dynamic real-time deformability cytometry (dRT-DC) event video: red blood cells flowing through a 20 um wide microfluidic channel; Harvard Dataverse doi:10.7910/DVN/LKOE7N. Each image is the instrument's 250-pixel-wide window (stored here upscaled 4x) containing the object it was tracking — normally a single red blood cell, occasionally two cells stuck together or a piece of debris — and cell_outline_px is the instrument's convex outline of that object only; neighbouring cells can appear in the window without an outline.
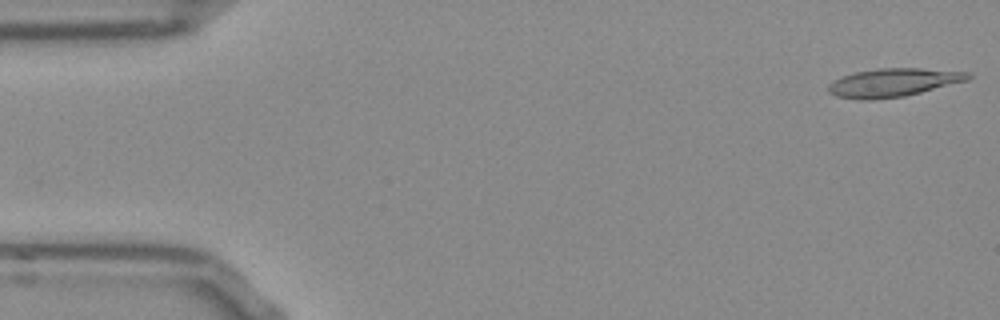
{"species": "Egyptian fruit bat (a non-hibernating species)", "species_latin": "Rousettus aegyptiacus", "temperature_condition": "room temperature", "stored_images_in_passage": 50, "camera_frame_rate_fps": 3000, "um_per_image_px": 0.085, "frame": {"image": 1, "passage_image": 1, "time_ms": 0.0, "image_size_px": [1000, 320], "cell_outline_px": [[972, 76], [968, 80], [904, 96], [868, 100], [860, 100], [836, 96], [828, 92], [828, 84], [832, 80], [856, 72], [880, 68], [920, 68], [968, 72]], "centroid_in_image_um": [75.89, 7.02], "position_along_channel_um": 9.1, "area_um2": 22.89}}
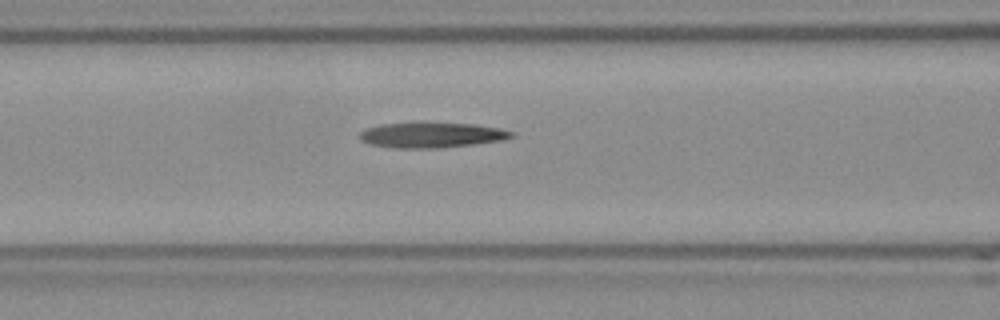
{"frame": {"image": 2, "passage_image": 20, "time_ms": 6.333, "image_size_px": [1000, 320], "cell_outline_px": [[516, 136], [500, 140], [472, 144], [440, 148], [396, 148], [372, 144], [360, 140], [360, 132], [364, 128], [380, 124], [420, 120], [424, 120], [476, 124], [500, 128], [512, 132]], "centroid_in_image_um": [36.65, 11.42], "position_along_channel_um": 130.0, "area_um2": 23.24}}
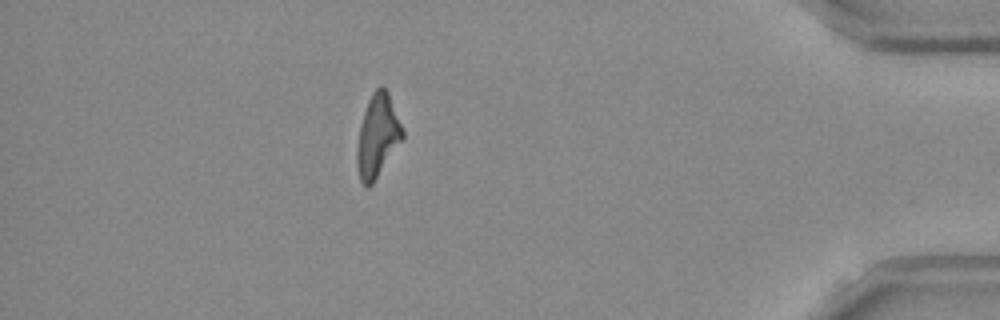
{"frame": {"image": 3, "passage_image": 45, "time_ms": 14.667, "image_size_px": [1000, 320], "cell_outline_px": [[404, 136], [372, 184], [368, 188], [364, 188], [360, 180], [356, 168], [356, 148], [360, 124], [368, 100], [372, 92], [380, 84], [388, 92], [404, 132]], "centroid_in_image_um": [32.05, 11.57], "position_along_channel_um": 403.1, "area_um2": 21.85}}